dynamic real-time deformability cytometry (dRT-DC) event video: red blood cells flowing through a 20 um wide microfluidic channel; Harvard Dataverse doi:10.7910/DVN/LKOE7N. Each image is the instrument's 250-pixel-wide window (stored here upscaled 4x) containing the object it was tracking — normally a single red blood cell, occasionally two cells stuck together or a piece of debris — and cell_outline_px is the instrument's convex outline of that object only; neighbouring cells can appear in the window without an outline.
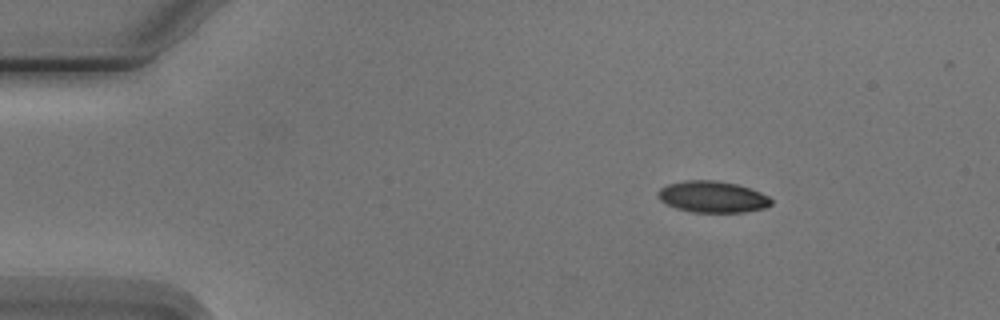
{"species": "Egyptian fruit bat (a non-hibernating species)", "species_latin": "Rousettus aegyptiacus", "temperature_condition": "cold", "stored_images_in_passage": 4, "camera_frame_rate_fps": 3000, "um_per_image_px": 0.085, "animal": {"sex": "male"}, "frame": {"image": 1, "passage_image": 1, "time_ms": 0.0, "image_size_px": [1000, 320], "cell_outline_px": [[772, 204], [764, 208], [744, 212], [692, 212], [676, 208], [660, 200], [656, 196], [656, 192], [660, 188], [668, 184], [684, 180], [716, 180], [736, 184], [760, 192], [768, 196], [772, 200]], "centroid_in_image_um": [60.53, 16.72], "position_along_channel_um": 24.5, "area_um2": 20.75}}
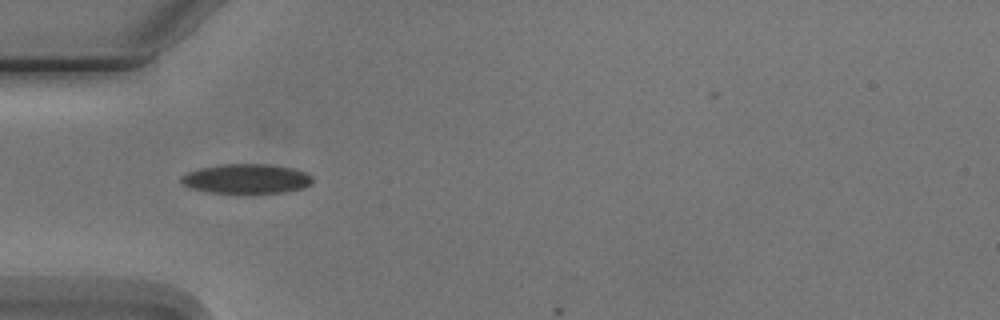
{"frame": {"image": 2, "passage_image": 3, "time_ms": 3.0, "image_size_px": [1000, 320], "cell_outline_px": [[312, 184], [304, 188], [284, 192], [248, 196], [208, 192], [188, 188], [180, 180], [180, 176], [188, 172], [200, 168], [220, 164], [268, 164], [292, 168], [304, 172], [312, 176]], "centroid_in_image_um": [20.93, 15.24], "position_along_channel_um": 64.1, "area_um2": 23.58}}